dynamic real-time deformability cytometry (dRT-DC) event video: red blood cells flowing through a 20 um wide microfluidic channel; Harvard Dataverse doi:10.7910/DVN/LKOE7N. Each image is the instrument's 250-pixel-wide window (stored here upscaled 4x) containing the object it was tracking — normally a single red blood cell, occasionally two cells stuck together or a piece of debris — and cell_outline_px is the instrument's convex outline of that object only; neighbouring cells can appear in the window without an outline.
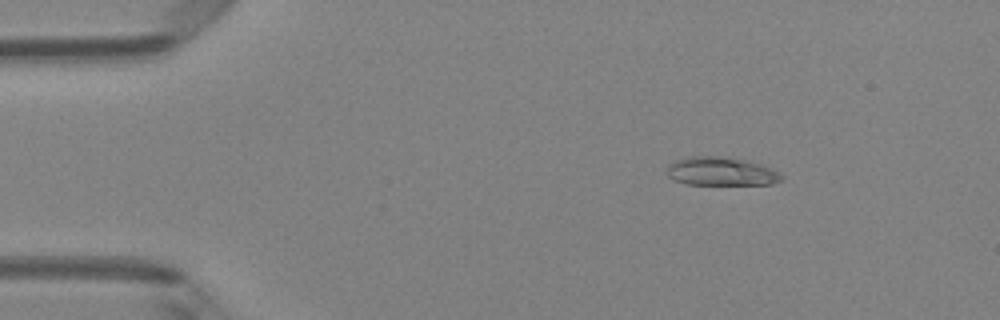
{"species": "Egyptian fruit bat (a non-hibernating species)", "species_latin": "Rousettus aegyptiacus", "temperature_condition": "room temperature", "stored_images_in_passage": 4, "camera_frame_rate_fps": 3000, "um_per_image_px": 0.085, "animal": {"sex": "female"}, "frame": {"image": 1, "passage_image": 2, "time_ms": 0.333, "image_size_px": [1000, 320], "cell_outline_px": [[784, 176], [780, 180], [772, 184], [684, 184], [672, 180], [668, 176], [668, 164], [672, 160], [688, 156], [720, 156], [744, 160], [760, 164], [772, 168], [780, 172]], "centroid_in_image_um": [61.25, 14.56], "position_along_channel_um": 23.7, "area_um2": 19.19}}